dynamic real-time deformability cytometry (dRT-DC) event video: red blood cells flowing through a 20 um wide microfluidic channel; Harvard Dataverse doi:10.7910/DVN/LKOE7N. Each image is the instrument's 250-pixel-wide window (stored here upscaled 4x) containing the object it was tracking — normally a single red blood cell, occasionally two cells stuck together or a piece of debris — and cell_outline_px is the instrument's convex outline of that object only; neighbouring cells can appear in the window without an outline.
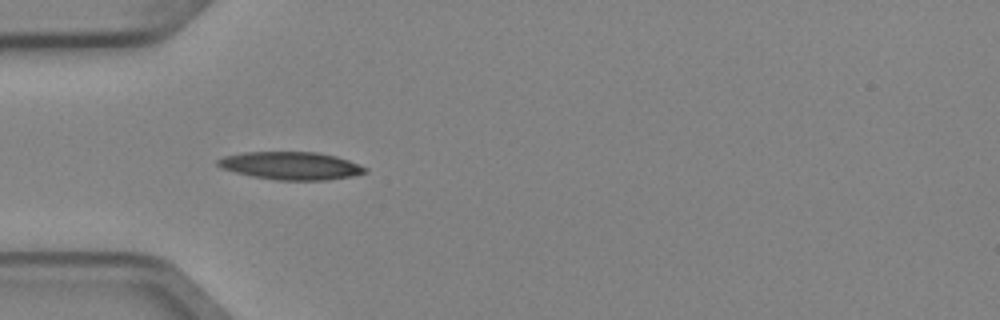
{"species": "Egyptian fruit bat (a non-hibernating species)", "species_latin": "Rousettus aegyptiacus", "temperature_condition": "cold", "stored_images_in_passage": 4, "camera_frame_rate_fps": 3000, "um_per_image_px": 0.085, "animal": {"sex": "female"}, "frame": {"image": 1, "passage_image": 3, "time_ms": 0.667, "image_size_px": [1000, 320], "cell_outline_px": [[368, 172], [352, 176], [324, 180], [276, 180], [252, 176], [220, 168], [216, 164], [216, 160], [224, 156], [244, 152], [316, 152], [336, 156], [348, 160], [368, 168]], "centroid_in_image_um": [24.72, 14.08], "position_along_channel_um": 60.3, "area_um2": 23.87}}
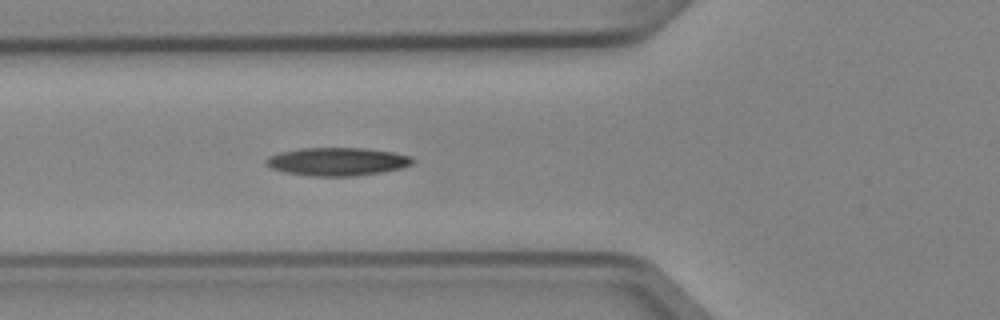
{"frame": {"image": 2, "passage_image": 4, "time_ms": 1.0, "image_size_px": [1000, 320], "cell_outline_px": [[416, 160], [412, 164], [400, 168], [380, 172], [352, 176], [312, 176], [284, 172], [272, 168], [264, 164], [264, 160], [268, 156], [280, 152], [300, 148], [364, 148], [392, 152], [412, 156]], "centroid_in_image_um": [28.64, 13.73], "position_along_channel_um": 97.2, "area_um2": 24.04}}